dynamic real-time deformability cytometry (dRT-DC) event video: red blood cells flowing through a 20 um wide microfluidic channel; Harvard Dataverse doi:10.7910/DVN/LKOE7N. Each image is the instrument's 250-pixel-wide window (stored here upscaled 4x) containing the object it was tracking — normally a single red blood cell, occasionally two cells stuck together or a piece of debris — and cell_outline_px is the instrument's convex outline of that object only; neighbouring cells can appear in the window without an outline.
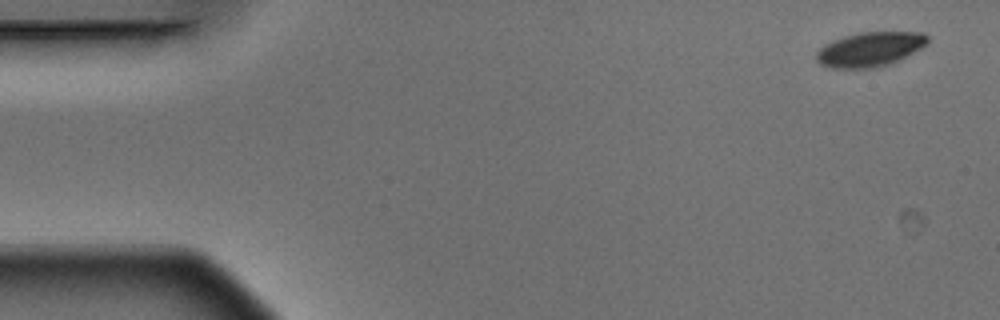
{"species": "Egyptian fruit bat (a non-hibernating species)", "species_latin": "Rousettus aegyptiacus", "temperature_condition": "warm", "stored_images_in_passage": 5, "camera_frame_rate_fps": 3000, "um_per_image_px": 0.085, "animal": {"sex": "male"}, "frame": {"image": 1, "passage_image": 1, "time_ms": 0.0, "image_size_px": [1000, 320], "cell_outline_px": [[928, 44], [888, 64], [876, 68], [832, 68], [820, 64], [816, 60], [816, 52], [820, 48], [844, 36], [860, 32], [924, 32], [928, 36]], "centroid_in_image_um": [73.94, 4.18], "position_along_channel_um": 11.1, "area_um2": 22.02}}
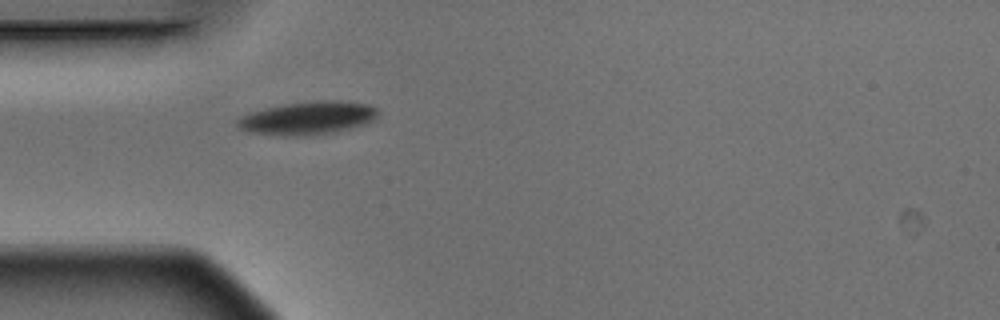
{"frame": {"image": 2, "passage_image": 5, "time_ms": 1.333, "image_size_px": [1000, 320], "cell_outline_px": [[376, 120], [364, 124], [336, 132], [312, 136], [284, 136], [248, 132], [236, 128], [236, 120], [240, 116], [252, 112], [268, 108], [288, 104], [324, 100], [340, 100], [368, 104], [376, 108]], "centroid_in_image_um": [26.15, 10.06], "position_along_channel_um": 58.9, "area_um2": 27.17}}